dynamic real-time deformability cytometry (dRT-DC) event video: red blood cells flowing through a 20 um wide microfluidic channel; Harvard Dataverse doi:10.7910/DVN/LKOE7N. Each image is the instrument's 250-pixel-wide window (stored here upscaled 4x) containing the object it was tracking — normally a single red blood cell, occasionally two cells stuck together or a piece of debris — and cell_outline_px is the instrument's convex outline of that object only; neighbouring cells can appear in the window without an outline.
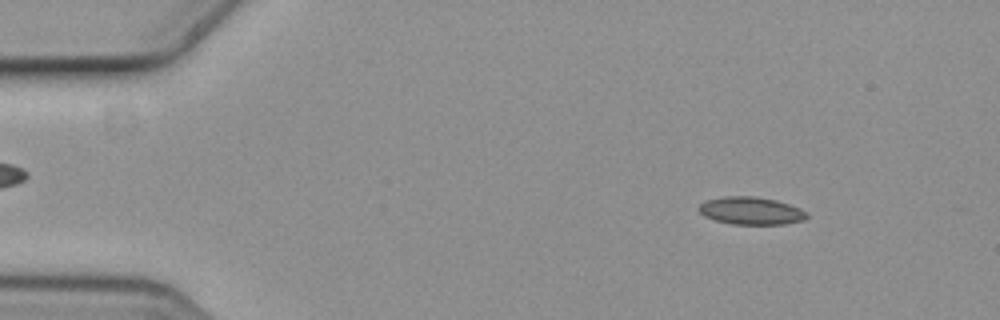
{"species": "common noctule bat (a hibernating species)", "species_latin": "Nyctalus noctula", "temperature_condition": "cold", "stored_images_in_passage": 7, "camera_frame_rate_fps": 3000, "um_per_image_px": 0.085, "animal": {"sex": "female", "body_mass_g": 19.3, "forearm_length_mm": 54.1}, "frame": {"image": 1, "passage_image": 3, "time_ms": 0.667, "image_size_px": [1000, 320], "cell_outline_px": [[808, 216], [804, 220], [784, 224], [732, 224], [716, 220], [704, 216], [696, 208], [704, 200], [724, 196], [756, 196], [776, 200], [800, 208], [808, 212]], "centroid_in_image_um": [63.82, 17.9], "position_along_channel_um": 21.2, "area_um2": 17.51}}
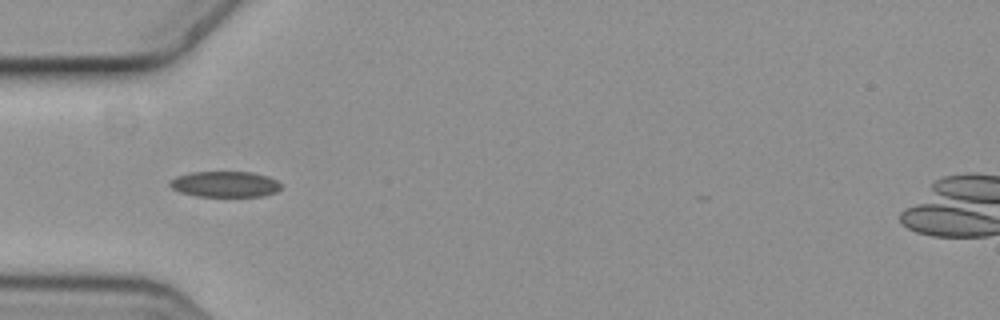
{"frame": {"image": 2, "passage_image": 6, "time_ms": 1.667, "image_size_px": [1000, 320], "cell_outline_px": [[280, 188], [276, 192], [264, 196], [196, 196], [180, 192], [172, 188], [168, 184], [168, 180], [176, 176], [192, 172], [252, 172], [268, 176], [276, 180], [280, 184]], "centroid_in_image_um": [19.09, 15.65], "position_along_channel_um": 65.9, "area_um2": 16.76}}
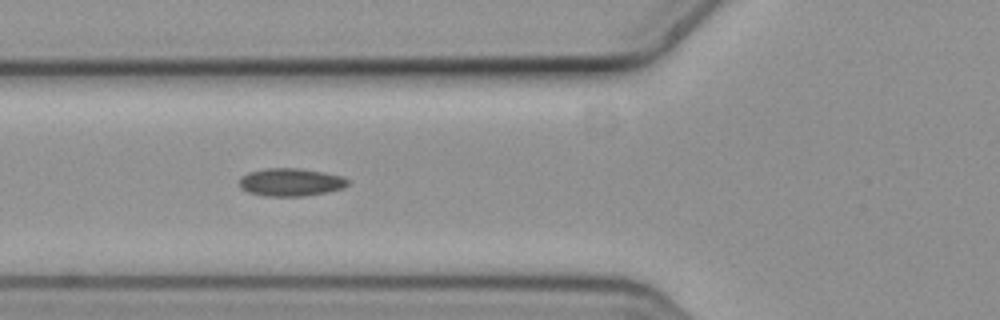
{"frame": {"image": 3, "passage_image": 7, "time_ms": 2.0, "image_size_px": [1000, 320], "cell_outline_px": [[348, 184], [344, 188], [328, 192], [304, 196], [264, 196], [248, 192], [240, 188], [240, 176], [248, 172], [264, 168], [300, 168], [324, 172], [344, 176], [348, 180]], "centroid_in_image_um": [24.71, 15.48], "position_along_channel_um": 101.1, "area_um2": 17.86}}